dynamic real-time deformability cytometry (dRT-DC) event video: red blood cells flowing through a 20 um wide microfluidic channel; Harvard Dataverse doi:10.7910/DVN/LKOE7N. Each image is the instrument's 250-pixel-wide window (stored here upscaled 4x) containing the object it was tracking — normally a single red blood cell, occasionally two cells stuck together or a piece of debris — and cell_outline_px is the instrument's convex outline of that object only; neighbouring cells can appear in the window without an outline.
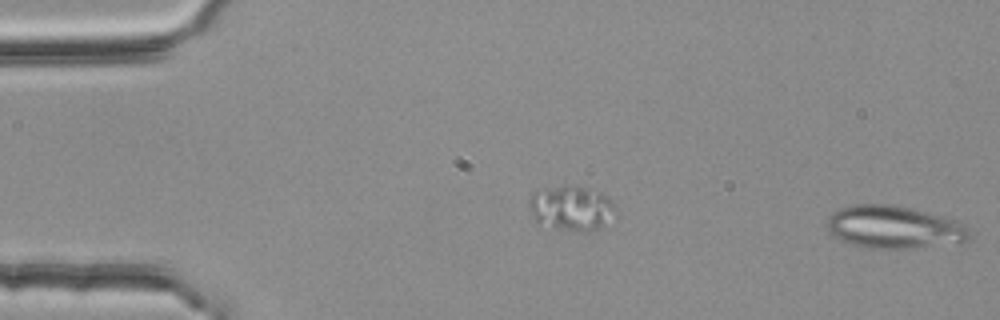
{"species": "common noctule bat (a hibernating species)", "species_latin": "Nyctalus noctula", "temperature_condition": "room temperature", "stored_images_in_passage": 13, "segment_of_instrument_passage": [2, 2], "camera_frame_rate_fps": 3000, "um_per_image_px": 0.085, "animal": {"sex": "female", "body_mass_g": 25.1}, "frame": {"image": 1, "passage_image": 13, "time_ms": 4.0, "image_size_px": [1000, 320], "cell_outline_px": [[968, 240], [912, 248], [864, 248], [840, 240], [832, 236], [828, 232], [828, 220], [832, 212], [840, 208], [856, 204], [888, 204], [908, 208], [956, 220], [964, 224], [968, 228]], "centroid_in_image_um": [75.91, 19.31], "position_along_channel_um": 9.1, "area_um2": 34.85}}